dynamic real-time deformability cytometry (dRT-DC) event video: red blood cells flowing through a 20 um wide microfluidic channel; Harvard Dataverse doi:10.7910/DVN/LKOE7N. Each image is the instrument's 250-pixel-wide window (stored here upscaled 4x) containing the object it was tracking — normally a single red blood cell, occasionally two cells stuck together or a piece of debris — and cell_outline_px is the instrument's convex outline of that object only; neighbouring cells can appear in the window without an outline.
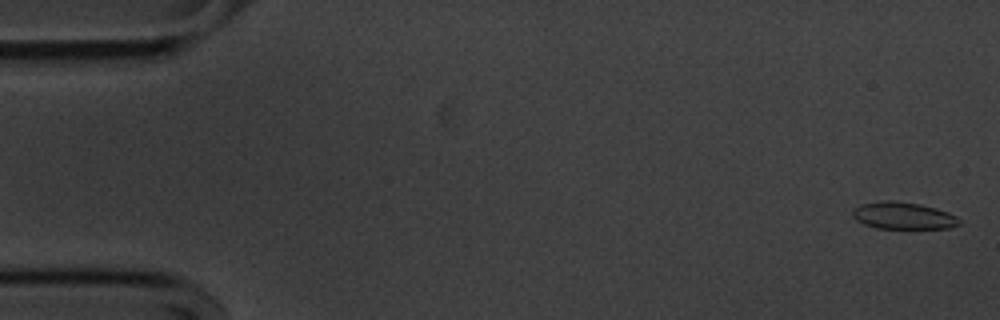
{"species": "common noctule bat (a hibernating species)", "species_latin": "Nyctalus noctula", "temperature_condition": "cold", "stored_images_in_passage": 56, "camera_frame_rate_fps": 3000, "um_per_image_px": 0.085, "animal": {"sex": "male", "body_mass_g": 20.1, "forearm_length_mm": 53.5}, "frame": {"image": 1, "passage_image": 2, "time_ms": 0.333, "image_size_px": [1000, 320], "cell_outline_px": [[960, 224], [948, 228], [876, 228], [864, 224], [856, 220], [852, 216], [852, 212], [860, 204], [884, 200], [892, 200], [920, 204], [936, 208], [948, 212], [956, 216], [960, 220]], "centroid_in_image_um": [76.77, 18.33], "position_along_channel_um": 8.2, "area_um2": 16.76}}
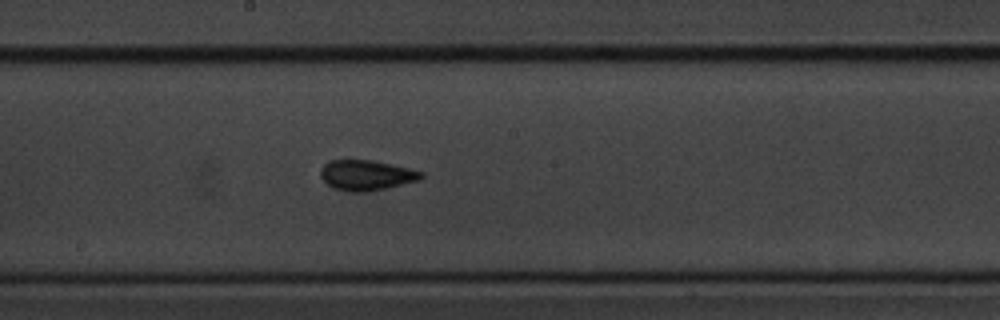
{"frame": {"image": 2, "passage_image": 30, "time_ms": 9.667, "image_size_px": [1000, 320], "cell_outline_px": [[424, 176], [420, 180], [368, 192], [352, 192], [332, 188], [320, 176], [320, 168], [328, 160], [372, 160], [408, 168], [424, 172]], "centroid_in_image_um": [31.12, 14.89], "position_along_channel_um": 217.1, "area_um2": 17.8}}
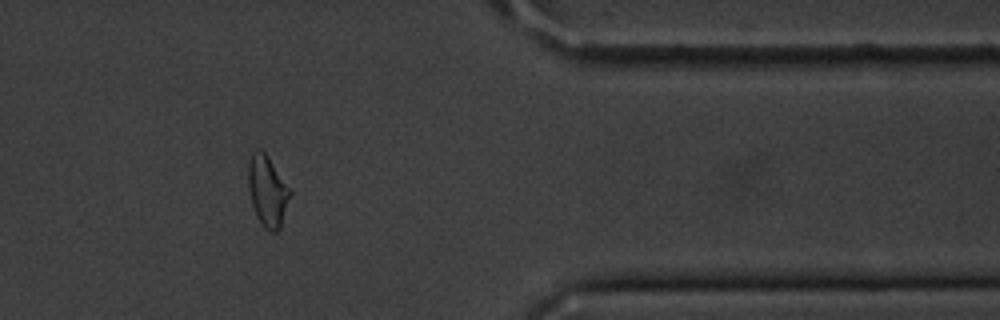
{"frame": {"image": 3, "passage_image": 46, "time_ms": 15.0, "image_size_px": [1000, 320], "cell_outline_px": [[292, 192], [280, 228], [276, 232], [268, 232], [264, 228], [256, 216], [252, 204], [248, 188], [248, 160], [252, 152], [256, 148], [260, 148], [268, 156]], "centroid_in_image_um": [22.72, 16.23], "position_along_channel_um": 388.7, "area_um2": 17.4}, "authors_computed_cell_mechanics": {"area_um2": 17.1088, "velocity_mm_per_s": 3.5995, "shape_relaxation_time_tau1_ms": 8.0377, "shape_relaxation_time_tau2_ms": 2.1312, "deformation_change_tau1": 0.1705, "deformation_change_tau2": 0.0834}}